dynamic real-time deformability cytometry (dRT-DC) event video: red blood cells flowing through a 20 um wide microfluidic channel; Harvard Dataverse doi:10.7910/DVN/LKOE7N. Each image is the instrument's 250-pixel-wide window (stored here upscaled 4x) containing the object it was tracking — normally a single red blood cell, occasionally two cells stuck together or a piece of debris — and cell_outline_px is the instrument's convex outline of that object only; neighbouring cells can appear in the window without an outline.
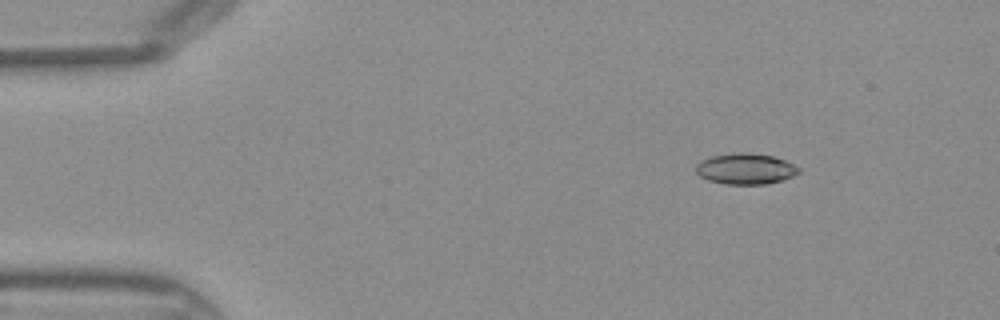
{"species": "Egyptian fruit bat (a non-hibernating species)", "species_latin": "Rousettus aegyptiacus", "temperature_condition": "warm", "stored_images_in_passage": 39, "camera_frame_rate_fps": 3000, "um_per_image_px": 0.085, "frame": {"image": 1, "passage_image": 1, "time_ms": 0.0, "image_size_px": [1000, 320], "cell_outline_px": [[800, 172], [792, 176], [780, 180], [764, 184], [724, 184], [708, 180], [700, 176], [696, 172], [696, 164], [700, 160], [712, 156], [740, 152], [748, 152], [772, 156], [784, 160], [800, 168]], "centroid_in_image_um": [63.34, 14.34], "position_along_channel_um": 21.7, "area_um2": 18.38}}
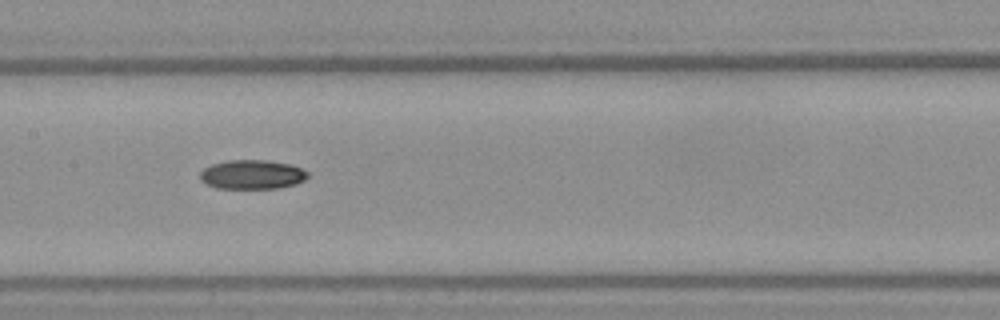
{"frame": {"image": 2, "passage_image": 17, "time_ms": 5.333, "image_size_px": [1000, 320], "cell_outline_px": [[308, 176], [304, 180], [296, 184], [280, 188], [216, 188], [204, 184], [200, 180], [200, 172], [204, 168], [212, 164], [228, 160], [268, 160], [288, 164], [300, 168], [308, 172]], "centroid_in_image_um": [21.4, 14.84], "position_along_channel_um": 186.0, "area_um2": 18.38}}
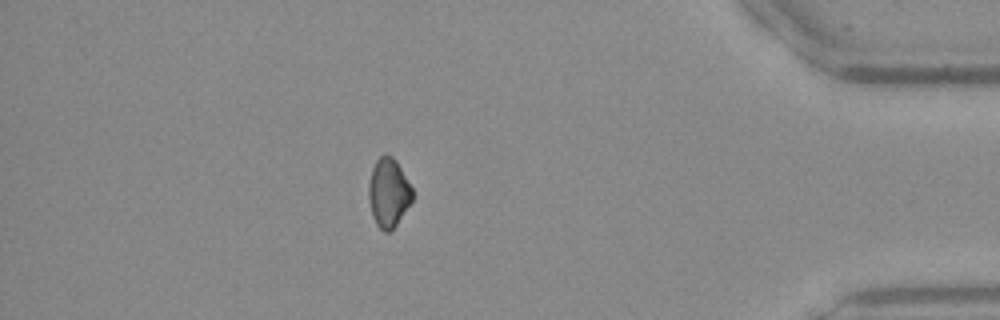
{"frame": {"image": 3, "passage_image": 34, "time_ms": 11.0, "image_size_px": [1000, 320], "cell_outline_px": [[412, 200], [396, 224], [388, 232], [384, 232], [376, 224], [372, 216], [368, 200], [368, 184], [372, 168], [376, 160], [384, 152], [392, 156], [396, 160], [412, 188]], "centroid_in_image_um": [32.99, 16.35], "position_along_channel_um": 402.2, "area_um2": 17.51}}